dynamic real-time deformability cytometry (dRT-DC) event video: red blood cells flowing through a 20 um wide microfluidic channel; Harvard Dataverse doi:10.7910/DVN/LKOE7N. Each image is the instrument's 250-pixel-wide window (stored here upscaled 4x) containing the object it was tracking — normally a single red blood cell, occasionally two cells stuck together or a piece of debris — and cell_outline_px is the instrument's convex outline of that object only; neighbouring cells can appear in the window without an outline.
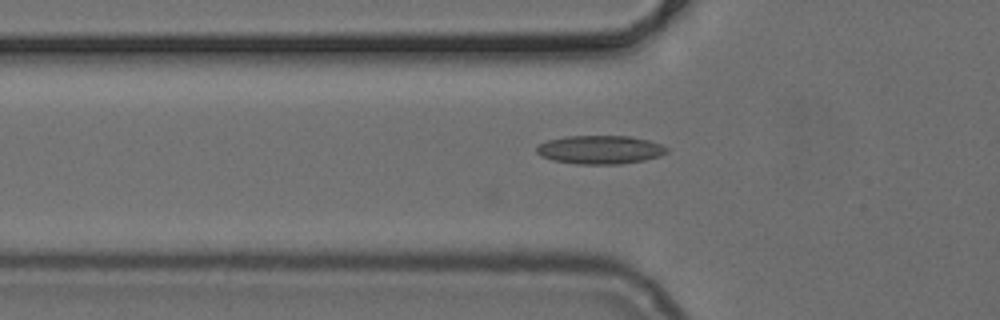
{"species": "common noctule bat (a hibernating species)", "species_latin": "Nyctalus noctula", "temperature_condition": "cold", "stored_images_in_passage": 34, "camera_frame_rate_fps": 3000, "um_per_image_px": 0.085, "animal": {"sex": "female", "body_mass_g": 24.6, "forearm_length_mm": 56.2}, "frame": {"image": 1, "passage_image": 2, "time_ms": 0.333, "image_size_px": [1000, 320], "cell_outline_px": [[668, 152], [660, 156], [644, 160], [620, 164], [576, 164], [552, 160], [540, 156], [536, 152], [536, 148], [540, 144], [548, 140], [568, 136], [628, 136], [648, 140], [660, 144], [668, 148]], "centroid_in_image_um": [51.0, 12.73], "position_along_channel_um": 74.8, "area_um2": 21.62}}
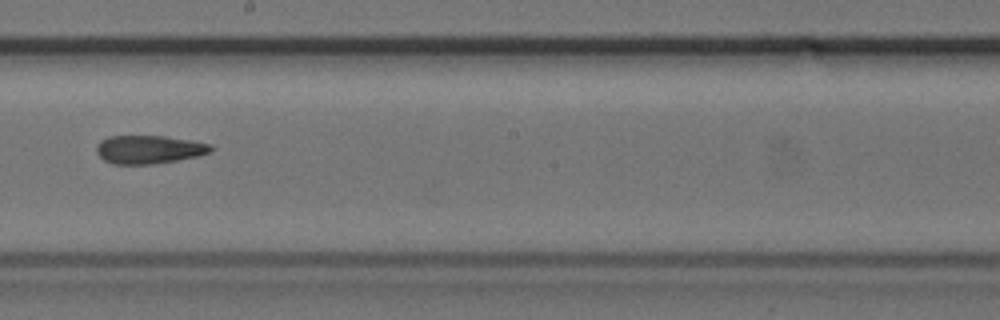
{"frame": {"image": 2, "passage_image": 14, "time_ms": 4.333, "image_size_px": [1000, 320], "cell_outline_px": [[216, 148], [208, 152], [196, 156], [176, 160], [152, 164], [112, 164], [104, 160], [96, 152], [96, 148], [100, 140], [108, 136], [164, 136], [188, 140], [208, 144]], "centroid_in_image_um": [12.61, 12.7], "position_along_channel_um": 235.6, "area_um2": 18.67}}
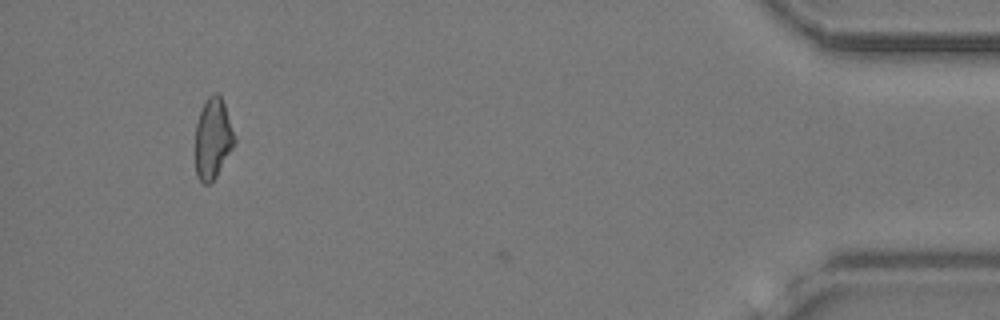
{"frame": {"image": 3, "passage_image": 33, "time_ms": 10.667, "image_size_px": [1000, 320], "cell_outline_px": [[236, 140], [232, 148], [216, 176], [208, 184], [204, 184], [196, 176], [196, 124], [200, 112], [208, 96], [212, 92], [216, 92], [220, 96], [224, 104]], "centroid_in_image_um": [18.08, 11.76], "position_along_channel_um": 417.1, "area_um2": 18.03}}